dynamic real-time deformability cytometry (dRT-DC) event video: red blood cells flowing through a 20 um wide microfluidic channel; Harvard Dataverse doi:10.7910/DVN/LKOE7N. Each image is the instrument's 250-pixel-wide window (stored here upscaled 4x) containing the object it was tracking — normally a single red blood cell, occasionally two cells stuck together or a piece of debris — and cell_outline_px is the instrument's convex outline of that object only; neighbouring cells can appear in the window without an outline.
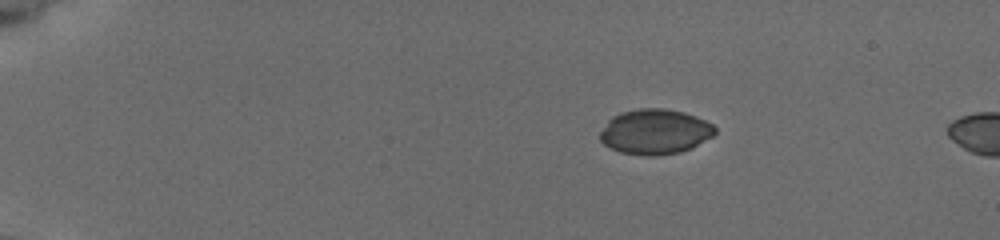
{"species": "common noctule bat (a hibernating species)", "species_latin": "Nyctalus noctula", "temperature_condition": "cold", "stored_images_in_passage": 6, "camera_frame_rate_fps": 3000, "um_per_image_px": 0.085, "animal": {"sex": "female", "body_mass_g": 19.5, "forearm_length_mm": 54.1}, "frame": {"image": 1, "passage_image": 1, "time_ms": 0.0, "image_size_px": [1000, 240], "cell_outline_px": [[716, 132], [712, 136], [692, 148], [680, 152], [648, 156], [620, 152], [604, 144], [600, 140], [600, 132], [608, 120], [612, 116], [620, 112], [636, 108], [664, 108], [684, 112], [696, 116], [712, 124], [716, 128]], "centroid_in_image_um": [55.67, 11.18], "position_along_channel_um": 29.3, "area_um2": 30.23}}